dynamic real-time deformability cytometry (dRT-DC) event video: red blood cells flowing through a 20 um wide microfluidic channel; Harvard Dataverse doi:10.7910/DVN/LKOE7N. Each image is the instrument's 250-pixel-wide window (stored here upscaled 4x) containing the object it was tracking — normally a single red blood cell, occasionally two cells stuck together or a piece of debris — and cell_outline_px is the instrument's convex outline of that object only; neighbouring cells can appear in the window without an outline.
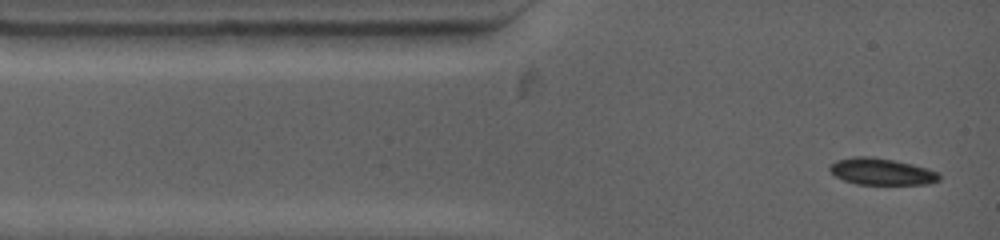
{"species": "common noctule bat (a hibernating species)", "species_latin": "Nyctalus noctula", "temperature_condition": "warm", "stored_images_in_passage": 40, "camera_frame_rate_fps": 4500, "um_per_image_px": 0.085, "animal": {"sex": "female", "body_mass_g": 19.0, "forearm_length_mm": 53.3}, "frame": {"image": 1, "passage_image": 1, "time_ms": 0.0, "image_size_px": [1000, 240], "cell_outline_px": [[940, 176], [936, 180], [920, 184], [860, 184], [836, 176], [832, 172], [832, 164], [836, 160], [852, 156], [872, 156], [896, 160], [928, 168], [936, 172]], "centroid_in_image_um": [74.93, 14.55], "position_along_channel_um": 10.1, "area_um2": 16.53}}
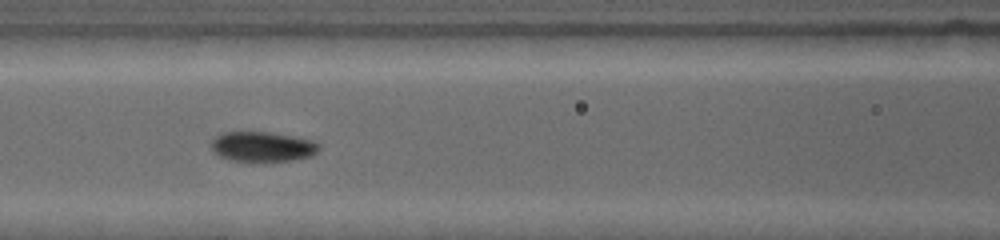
{"frame": {"image": 2, "passage_image": 14, "time_ms": 4.444, "image_size_px": [1000, 240], "cell_outline_px": [[316, 152], [308, 156], [288, 160], [236, 160], [224, 156], [212, 144], [216, 136], [224, 132], [272, 132], [292, 136], [308, 140], [316, 144]], "centroid_in_image_um": [22.33, 12.43], "position_along_channel_um": 144.3, "area_um2": 17.46}}
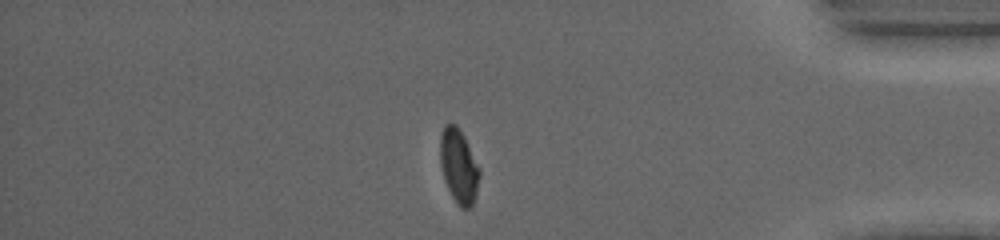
{"frame": {"image": 3, "passage_image": 36, "time_ms": 12.0, "image_size_px": [1000, 240], "cell_outline_px": [[480, 172], [472, 204], [468, 208], [464, 208], [456, 200], [448, 184], [444, 172], [440, 156], [440, 136], [444, 124], [456, 124], [460, 128], [464, 136]], "centroid_in_image_um": [38.99, 14.0], "position_along_channel_um": 396.2, "area_um2": 15.84}, "authors_computed_cell_mechanics": {"area_um2": 16.762, "velocity_mm_per_s": 3.7929, "shape_relaxation_time_tau1_ms": 7.5204, "shape_relaxation_time_tau2_ms": null, "deformation_change_tau1": 0.1915, "deformation_change_tau2": null}}